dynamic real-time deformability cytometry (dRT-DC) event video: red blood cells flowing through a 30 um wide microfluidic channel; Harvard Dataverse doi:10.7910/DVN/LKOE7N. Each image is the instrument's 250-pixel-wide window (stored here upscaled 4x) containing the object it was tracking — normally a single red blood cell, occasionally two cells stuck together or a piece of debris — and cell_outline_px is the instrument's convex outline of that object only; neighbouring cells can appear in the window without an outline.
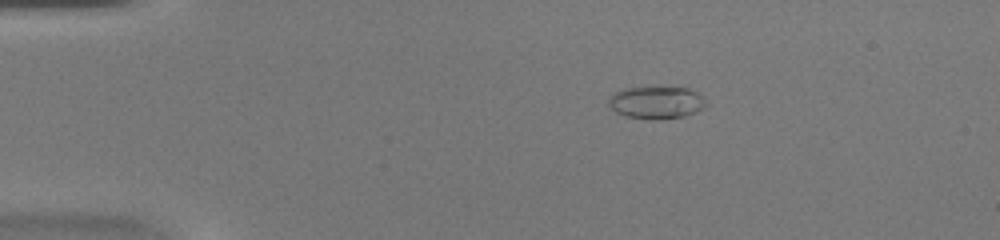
{"species": "common noctule bat (a hibernating species)", "species_latin": "Nyctalus noctula", "temperature_condition": "warm", "stored_images_in_passage": 38, "camera_frame_rate_fps": 3000, "um_per_image_px": 0.085, "animal": {"sex": "female", "body_mass_g": 20.0, "forearm_length_mm": 54.0}, "frame": {"image": 1, "passage_image": 1, "time_ms": 0.0, "image_size_px": [1000, 240], "cell_outline_px": [[708, 104], [704, 108], [696, 112], [684, 116], [660, 120], [628, 116], [616, 112], [608, 104], [608, 100], [616, 92], [624, 88], [656, 84], [660, 84], [688, 88], [696, 92]], "centroid_in_image_um": [55.82, 8.66], "position_along_channel_um": 29.2, "area_um2": 19.02}}
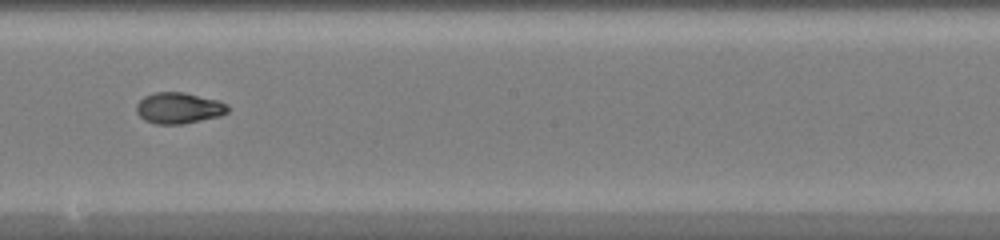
{"frame": {"image": 2, "passage_image": 19, "time_ms": 6.0, "image_size_px": [1000, 240], "cell_outline_px": [[232, 108], [228, 112], [220, 116], [184, 124], [156, 124], [144, 120], [136, 112], [136, 104], [144, 96], [156, 92], [184, 92], [220, 100], [228, 104]], "centroid_in_image_um": [15.24, 9.18], "position_along_channel_um": 233.0, "area_um2": 16.88}}
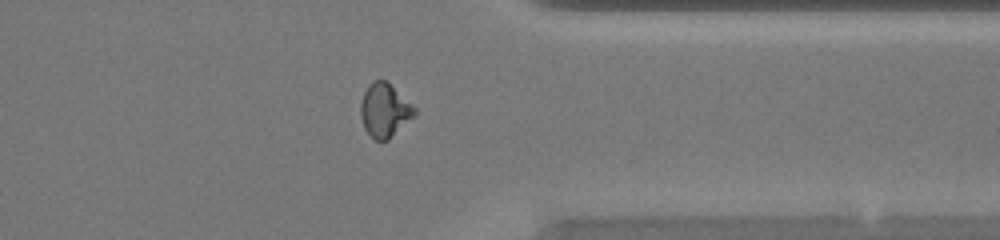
{"frame": {"image": 3, "passage_image": 29, "time_ms": 9.333, "image_size_px": [1000, 240], "cell_outline_px": [[416, 112], [388, 140], [376, 140], [364, 128], [360, 116], [360, 104], [364, 92], [368, 84], [372, 80], [388, 80], [416, 108]], "centroid_in_image_um": [32.67, 9.32], "position_along_channel_um": 378.7, "area_um2": 16.76}}